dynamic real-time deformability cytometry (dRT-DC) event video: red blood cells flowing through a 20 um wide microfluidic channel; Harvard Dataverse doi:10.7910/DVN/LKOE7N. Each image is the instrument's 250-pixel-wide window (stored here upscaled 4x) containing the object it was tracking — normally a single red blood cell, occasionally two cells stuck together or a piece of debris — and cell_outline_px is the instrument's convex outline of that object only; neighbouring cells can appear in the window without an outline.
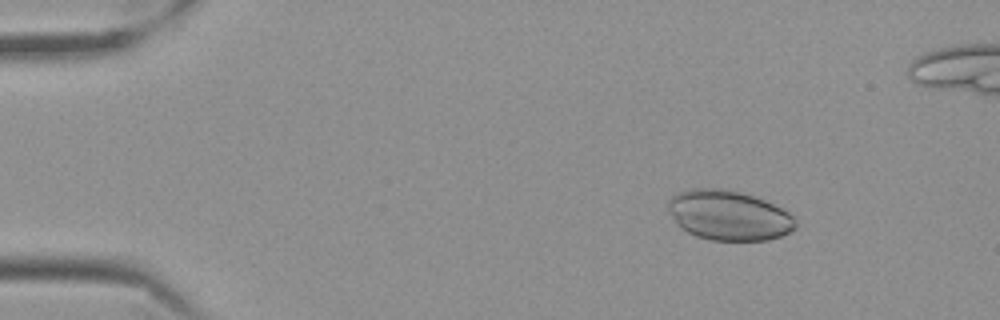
{"species": "Egyptian fruit bat (a non-hibernating species)", "species_latin": "Rousettus aegyptiacus", "temperature_condition": "cold", "stored_images_in_passage": 54, "camera_frame_rate_fps": 3000, "um_per_image_px": 0.085, "frame": {"image": 1, "passage_image": 8, "time_ms": 2.333, "image_size_px": [1000, 320], "cell_outline_px": [[796, 228], [780, 236], [768, 240], [712, 240], [696, 236], [680, 228], [676, 224], [668, 212], [668, 200], [672, 196], [680, 192], [692, 188], [720, 188], [740, 192], [764, 200], [788, 212], [796, 220]], "centroid_in_image_um": [61.9, 18.31], "position_along_channel_um": 23.1, "area_um2": 36.93}}
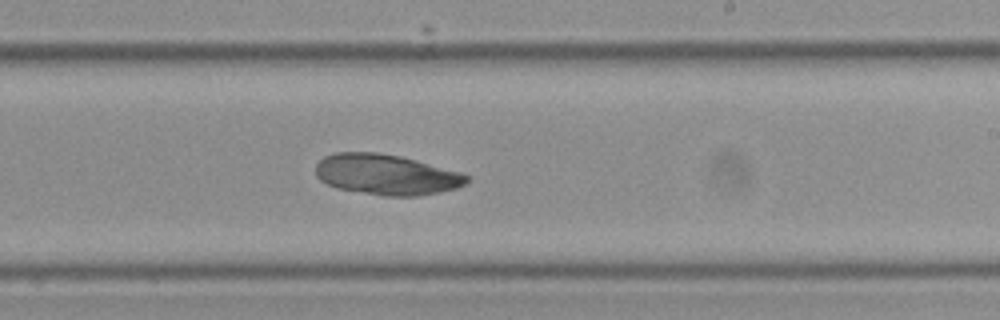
{"frame": {"image": 2, "passage_image": 35, "time_ms": 11.333, "image_size_px": [1000, 320], "cell_outline_px": [[468, 180], [464, 184], [456, 188], [440, 192], [420, 196], [384, 196], [336, 188], [320, 180], [316, 176], [316, 164], [324, 156], [336, 152], [376, 152], [400, 156], [416, 160], [460, 172], [468, 176]], "centroid_in_image_um": [32.81, 14.84], "position_along_channel_um": 256.2, "area_um2": 35.66}}
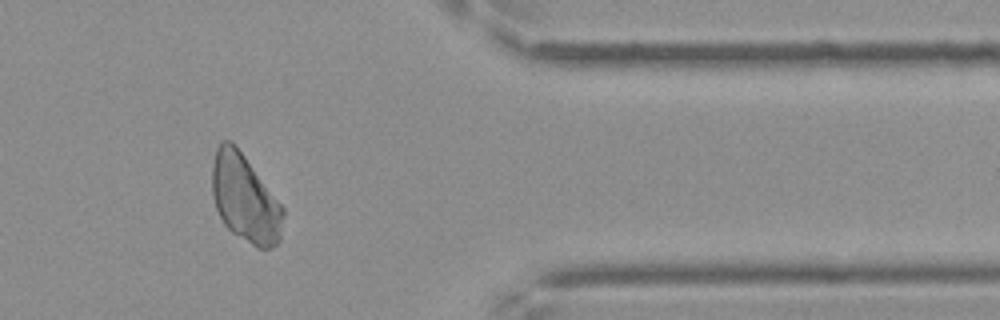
{"frame": {"image": 3, "passage_image": 48, "time_ms": 15.667, "image_size_px": [1000, 320], "cell_outline_px": [[284, 216], [280, 240], [272, 248], [256, 248], [232, 232], [224, 224], [216, 208], [212, 196], [212, 164], [216, 148], [220, 140], [232, 140], [284, 208]], "centroid_in_image_um": [20.81, 16.87], "position_along_channel_um": 390.6, "area_um2": 36.3}}